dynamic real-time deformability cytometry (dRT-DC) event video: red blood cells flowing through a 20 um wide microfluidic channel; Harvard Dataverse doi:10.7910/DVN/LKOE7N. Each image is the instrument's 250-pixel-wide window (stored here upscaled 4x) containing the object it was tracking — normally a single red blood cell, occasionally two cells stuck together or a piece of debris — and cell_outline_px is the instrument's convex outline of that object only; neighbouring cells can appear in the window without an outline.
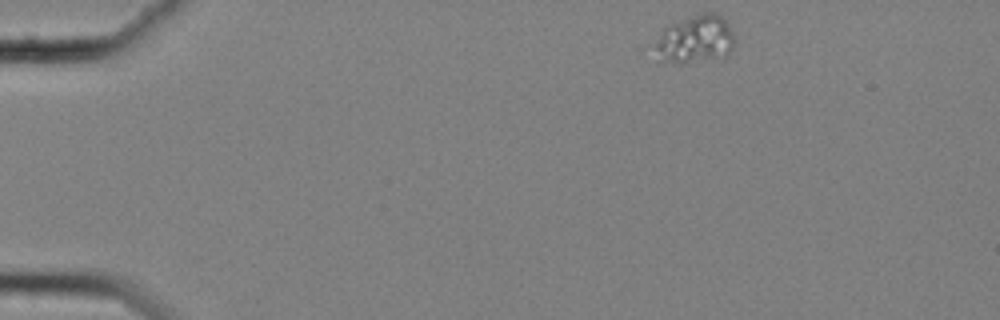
{"species": "common noctule bat (a hibernating species)", "species_latin": "Nyctalus noctula", "temperature_condition": "cold", "stored_images_in_passage": 51, "camera_frame_rate_fps": 3000, "um_per_image_px": 0.085, "animal": {"sex": "female", "body_mass_g": 25.1}, "frame": {"image": 1, "passage_image": 1, "time_ms": 0.0, "image_size_px": [1000, 320], "cell_outline_px": [[736, 44], [724, 56], [680, 64], [656, 60], [648, 48], [664, 28], [668, 24], [704, 12], [712, 12], [720, 16], [728, 24], [736, 40]], "centroid_in_image_um": [58.97, 3.37], "position_along_channel_um": 26.0, "area_um2": 22.95}}
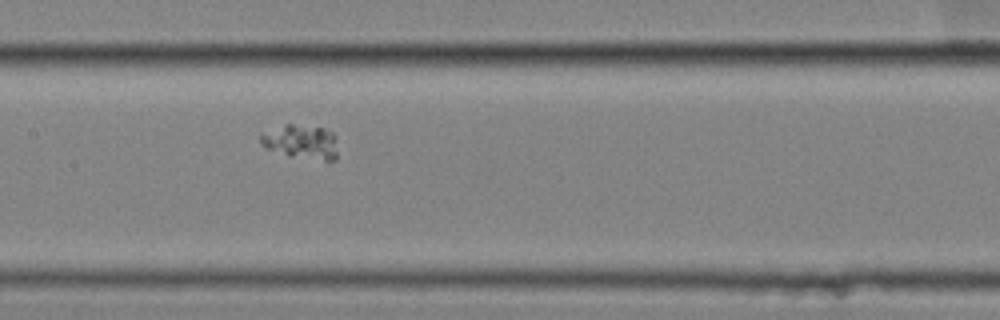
{"frame": {"image": 2, "passage_image": 22, "time_ms": 7.0, "image_size_px": [1000, 320], "cell_outline_px": [[336, 160], [324, 160], [288, 156], [268, 148], [260, 144], [260, 132], [288, 124], [292, 124], [324, 128], [332, 132], [336, 136]], "centroid_in_image_um": [25.59, 12.05], "position_along_channel_um": 181.8, "area_um2": 15.37}}
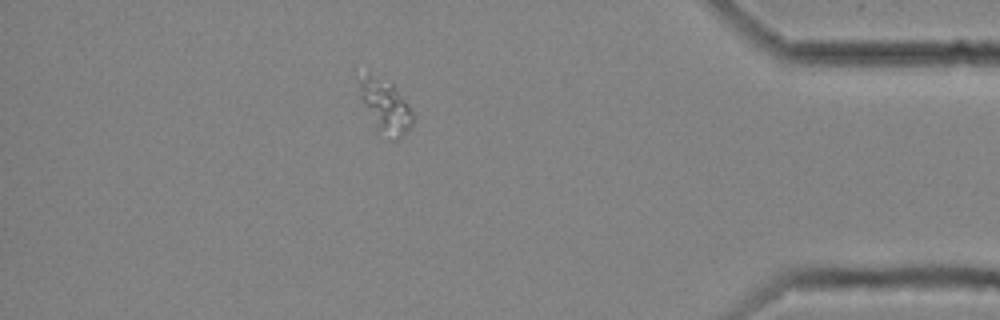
{"frame": {"image": 3, "passage_image": 44, "time_ms": 14.333, "image_size_px": [1000, 320], "cell_outline_px": [[412, 128], [400, 140], [392, 140], [376, 136], [360, 96], [352, 68], [368, 72], [392, 84], [396, 88], [408, 104], [412, 112]], "centroid_in_image_um": [32.63, 9.03], "position_along_channel_um": 402.6, "area_um2": 18.26}}